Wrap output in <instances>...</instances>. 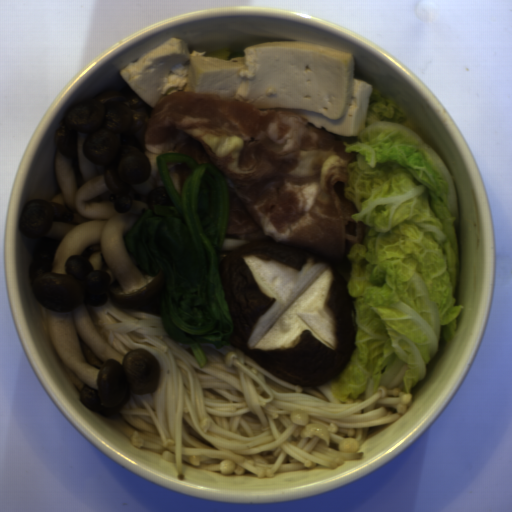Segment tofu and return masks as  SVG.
<instances>
[{
    "mask_svg": "<svg viewBox=\"0 0 512 512\" xmlns=\"http://www.w3.org/2000/svg\"><path fill=\"white\" fill-rule=\"evenodd\" d=\"M228 50L190 52L172 38L120 70L150 107L175 92L214 94L259 109L299 113L319 129L360 136L372 85L354 79L351 53L304 40H277Z\"/></svg>",
    "mask_w": 512,
    "mask_h": 512,
    "instance_id": "obj_1",
    "label": "tofu"
}]
</instances>
